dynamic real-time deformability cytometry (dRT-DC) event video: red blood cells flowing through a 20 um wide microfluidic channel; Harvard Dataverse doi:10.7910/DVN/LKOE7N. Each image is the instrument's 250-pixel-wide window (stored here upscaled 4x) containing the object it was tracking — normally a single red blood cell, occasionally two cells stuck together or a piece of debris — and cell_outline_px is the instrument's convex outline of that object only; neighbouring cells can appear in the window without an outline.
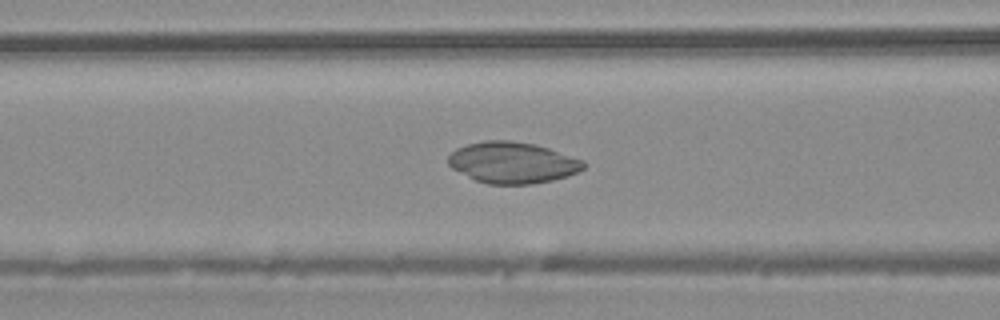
{"species": "common noctule bat (a hibernating species)", "species_latin": "Nyctalus noctula", "temperature_condition": "warm", "stored_images_in_passage": 46, "camera_frame_rate_fps": 3000, "um_per_image_px": 0.085, "animal": {"sex": "male", "body_mass_g": 20.4}, "frame": {"image": 1, "passage_image": 18, "time_ms": 5.667, "image_size_px": [1000, 320], "cell_outline_px": [[588, 164], [580, 172], [568, 176], [552, 180], [532, 184], [488, 184], [476, 180], [452, 168], [448, 164], [448, 156], [456, 148], [468, 144], [484, 140], [508, 140], [536, 144], [584, 160]], "centroid_in_image_um": [43.6, 13.82], "position_along_channel_um": 123.0, "area_um2": 32.66}}
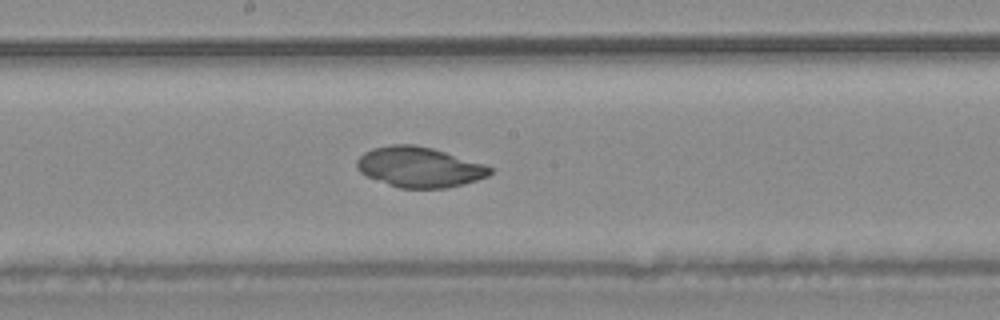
{"frame": {"image": 2, "passage_image": 24, "time_ms": 7.667, "image_size_px": [1000, 320], "cell_outline_px": [[492, 172], [488, 176], [464, 184], [448, 188], [400, 188], [388, 184], [368, 176], [360, 172], [356, 168], [356, 160], [364, 152], [372, 148], [392, 144], [412, 144], [432, 148], [484, 164], [492, 168]], "centroid_in_image_um": [35.63, 14.2], "position_along_channel_um": 212.6, "area_um2": 31.15}}
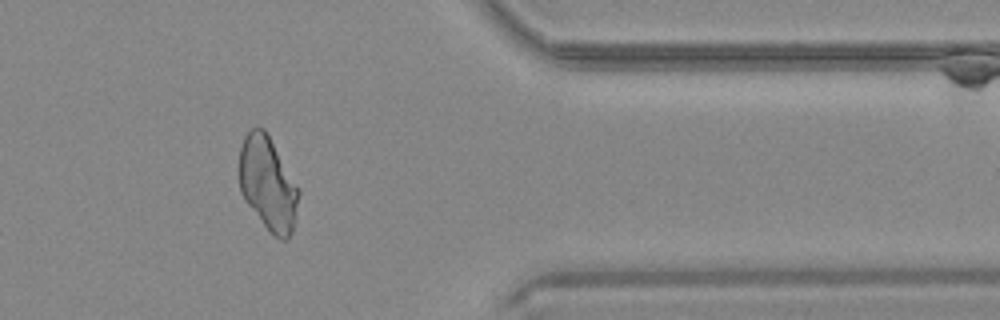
{"frame": {"image": 3, "passage_image": 37, "time_ms": 12.0, "image_size_px": [1000, 320], "cell_outline_px": [[300, 192], [292, 232], [284, 240], [280, 240], [268, 232], [244, 200], [240, 192], [240, 148], [244, 136], [252, 128], [264, 128], [300, 188]], "centroid_in_image_um": [22.77, 15.64], "position_along_channel_um": 388.6, "area_um2": 32.48}}